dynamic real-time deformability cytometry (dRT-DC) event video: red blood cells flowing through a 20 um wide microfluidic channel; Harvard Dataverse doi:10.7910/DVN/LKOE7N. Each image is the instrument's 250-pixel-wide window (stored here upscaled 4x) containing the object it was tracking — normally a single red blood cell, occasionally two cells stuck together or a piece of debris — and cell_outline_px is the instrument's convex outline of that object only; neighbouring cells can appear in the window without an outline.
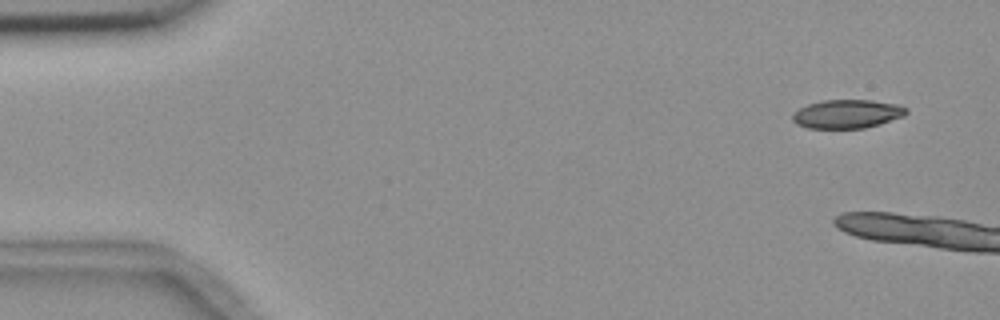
{"species": "common noctule bat (a hibernating species)", "species_latin": "Nyctalus noctula", "temperature_condition": "room temperature", "stored_images_in_passage": 3, "camera_frame_rate_fps": 3000, "um_per_image_px": 0.085, "animal": {"sex": "female", "body_mass_g": 18.4}, "frame": {"image": 1, "passage_image": 1, "time_ms": 0.0, "image_size_px": [1000, 320], "cell_outline_px": [[908, 112], [904, 116], [880, 124], [864, 128], [808, 128], [796, 124], [792, 120], [792, 112], [808, 104], [820, 100], [872, 100], [900, 104], [908, 108]], "centroid_in_image_um": [72.02, 9.68], "position_along_channel_um": 13.0, "area_um2": 19.25}}